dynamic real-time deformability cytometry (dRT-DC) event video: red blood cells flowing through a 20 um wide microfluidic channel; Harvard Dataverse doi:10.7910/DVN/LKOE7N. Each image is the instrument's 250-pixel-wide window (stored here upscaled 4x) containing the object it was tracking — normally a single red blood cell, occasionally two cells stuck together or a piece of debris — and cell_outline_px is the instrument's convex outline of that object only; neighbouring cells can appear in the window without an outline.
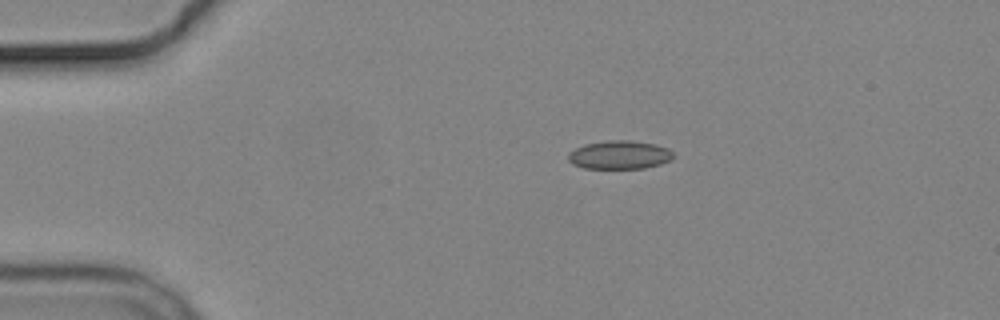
{"species": "common noctule bat (a hibernating species)", "species_latin": "Nyctalus noctula", "temperature_condition": "cold", "stored_images_in_passage": 5, "camera_frame_rate_fps": 3000, "um_per_image_px": 0.085, "animal": {"sex": "male", "body_mass_g": 19.2, "forearm_length_mm": 51.8}, "frame": {"image": 1, "passage_image": 1, "time_ms": 0.0, "image_size_px": [1000, 320], "cell_outline_px": [[676, 156], [672, 160], [660, 164], [644, 168], [584, 168], [572, 164], [568, 160], [568, 152], [584, 144], [608, 140], [628, 140], [656, 144], [668, 148]], "centroid_in_image_um": [52.67, 13.16], "position_along_channel_um": 32.3, "area_um2": 17.57}}
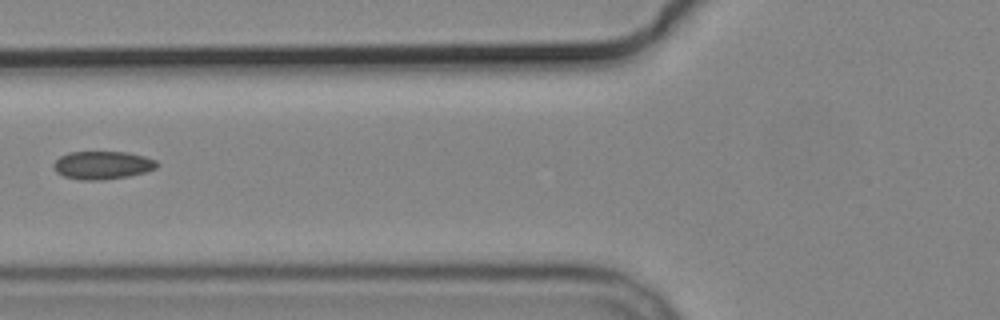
{"frame": {"image": 2, "passage_image": 4, "time_ms": 3.667, "image_size_px": [1000, 320], "cell_outline_px": [[160, 164], [156, 168], [144, 172], [128, 176], [100, 180], [80, 180], [64, 176], [56, 172], [52, 168], [52, 164], [60, 156], [68, 152], [128, 152], [144, 156], [156, 160]], "centroid_in_image_um": [8.69, 14.03], "position_along_channel_um": 117.1, "area_um2": 16.99}}
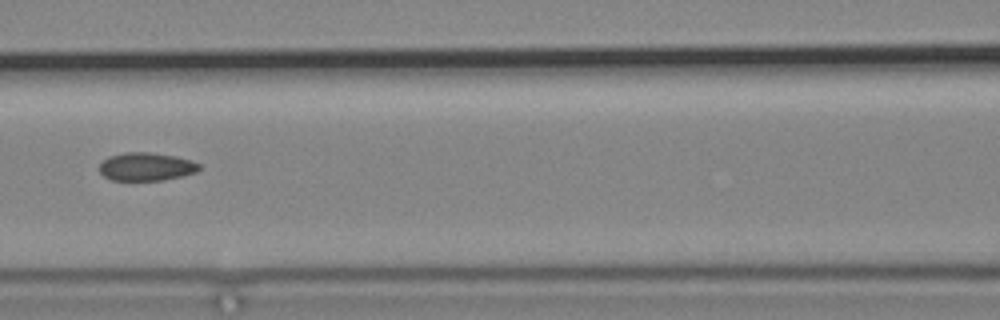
{"frame": {"image": 3, "passage_image": 5, "time_ms": 4.667, "image_size_px": [1000, 320], "cell_outline_px": [[200, 168], [196, 172], [164, 180], [112, 180], [104, 176], [100, 172], [100, 164], [108, 156], [124, 152], [152, 152], [176, 156], [192, 160], [200, 164]], "centroid_in_image_um": [12.44, 14.15], "position_along_channel_um": 154.2, "area_um2": 16.42}}